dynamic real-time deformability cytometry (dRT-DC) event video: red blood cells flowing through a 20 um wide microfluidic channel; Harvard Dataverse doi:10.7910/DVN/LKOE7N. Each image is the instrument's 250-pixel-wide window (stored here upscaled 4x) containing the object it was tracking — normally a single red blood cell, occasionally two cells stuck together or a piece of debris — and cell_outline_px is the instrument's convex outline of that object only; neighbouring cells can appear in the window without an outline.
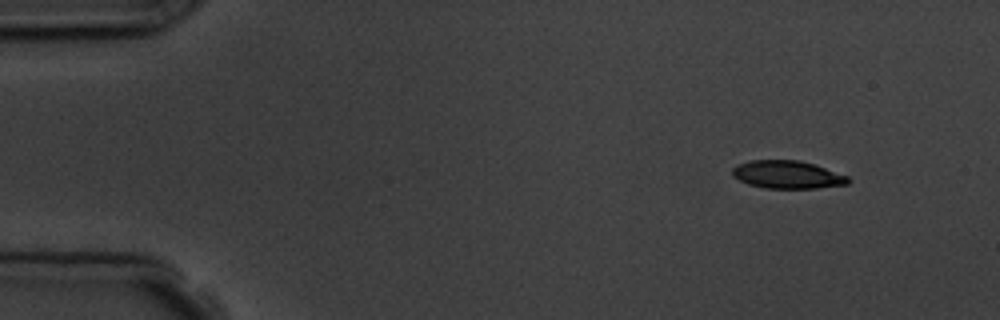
{"species": "common noctule bat (a hibernating species)", "species_latin": "Nyctalus noctula", "temperature_condition": "room temperature", "stored_images_in_passage": 5, "camera_frame_rate_fps": 3000, "um_per_image_px": 0.085, "animal": {"sex": "male", "body_mass_g": 19.5, "forearm_length_mm": 54.6}, "frame": {"image": 1, "passage_image": 1, "time_ms": 0.0, "image_size_px": [1000, 320], "cell_outline_px": [[848, 184], [816, 188], [764, 188], [748, 184], [732, 176], [732, 168], [736, 164], [748, 160], [800, 160], [848, 176]], "centroid_in_image_um": [66.86, 14.84], "position_along_channel_um": 18.1, "area_um2": 18.73}}
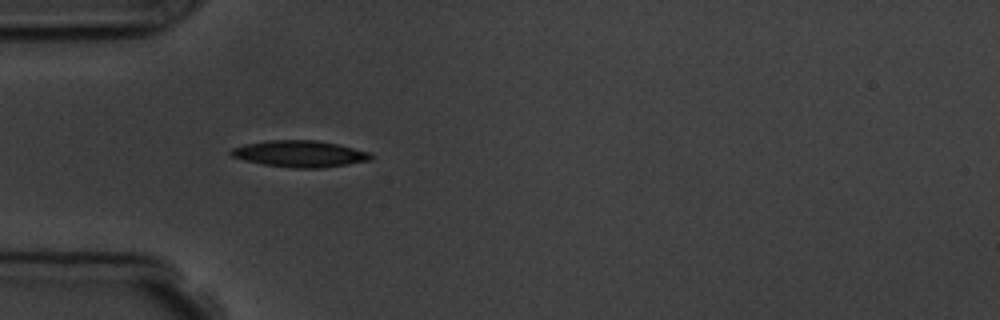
{"frame": {"image": 2, "passage_image": 4, "time_ms": 3.667, "image_size_px": [1000, 320], "cell_outline_px": [[372, 160], [320, 168], [296, 168], [264, 164], [244, 160], [232, 156], [228, 152], [232, 148], [244, 144], [268, 140], [316, 140], [336, 144], [368, 152], [372, 156]], "centroid_in_image_um": [25.44, 13.07], "position_along_channel_um": 59.6, "area_um2": 21.33}}